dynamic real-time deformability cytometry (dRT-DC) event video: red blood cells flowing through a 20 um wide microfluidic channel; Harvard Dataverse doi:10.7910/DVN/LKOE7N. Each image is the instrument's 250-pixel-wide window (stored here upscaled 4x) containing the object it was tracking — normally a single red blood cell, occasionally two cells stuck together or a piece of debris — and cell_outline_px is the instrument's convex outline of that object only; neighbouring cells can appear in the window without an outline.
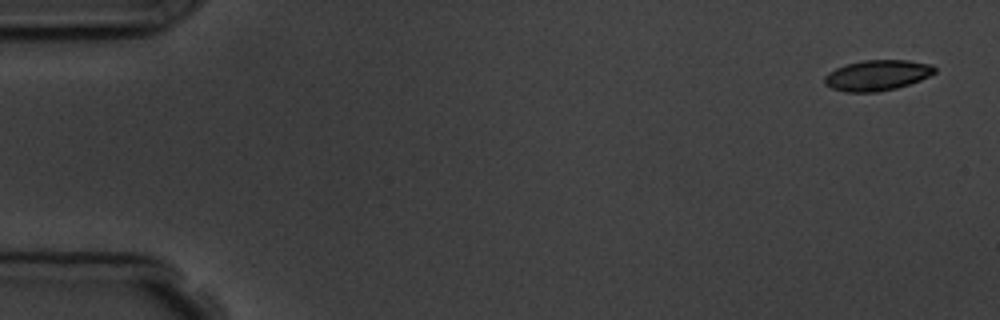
{"species": "common noctule bat (a hibernating species)", "species_latin": "Nyctalus noctula", "temperature_condition": "room temperature", "stored_images_in_passage": 4, "camera_frame_rate_fps": 3000, "um_per_image_px": 0.085, "animal": {"sex": "male", "body_mass_g": 19.5, "forearm_length_mm": 54.6}, "frame": {"image": 1, "passage_image": 1, "time_ms": 0.0, "image_size_px": [1000, 320], "cell_outline_px": [[936, 72], [920, 80], [896, 88], [876, 92], [848, 92], [832, 88], [824, 84], [824, 76], [828, 72], [836, 68], [848, 64], [864, 60], [908, 60], [932, 64], [936, 68]], "centroid_in_image_um": [74.56, 6.39], "position_along_channel_um": 10.4, "area_um2": 19.54}}
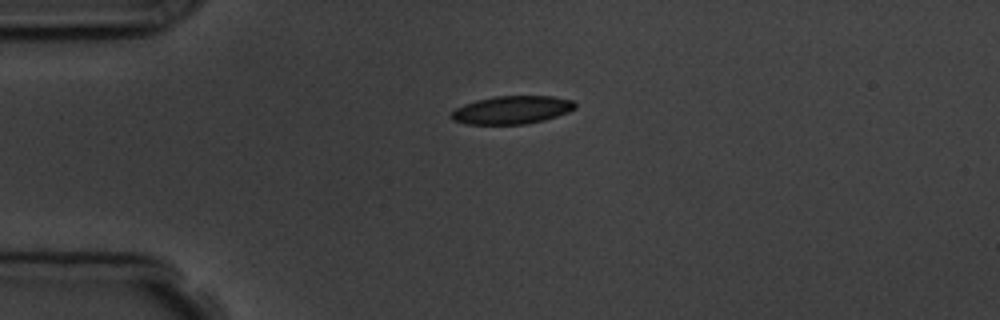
{"frame": {"image": 2, "passage_image": 4, "time_ms": 3.667, "image_size_px": [1000, 320], "cell_outline_px": [[576, 108], [568, 112], [544, 120], [524, 124], [464, 124], [452, 120], [448, 116], [456, 108], [464, 104], [476, 100], [496, 96], [552, 96], [572, 100], [576, 104]], "centroid_in_image_um": [43.48, 9.34], "position_along_channel_um": 41.5, "area_um2": 20.29}}